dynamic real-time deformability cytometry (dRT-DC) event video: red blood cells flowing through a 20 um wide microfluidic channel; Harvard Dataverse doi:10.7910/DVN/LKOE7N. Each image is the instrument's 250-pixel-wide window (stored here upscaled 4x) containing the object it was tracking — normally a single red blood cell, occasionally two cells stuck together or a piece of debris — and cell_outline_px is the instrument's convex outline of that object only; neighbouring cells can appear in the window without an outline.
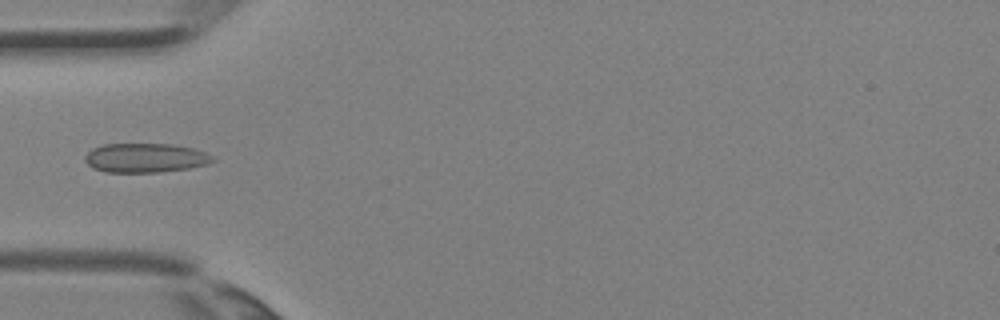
{"species": "Egyptian fruit bat (a non-hibernating species)", "species_latin": "Rousettus aegyptiacus", "temperature_condition": "room temperature", "stored_images_in_passage": 4, "camera_frame_rate_fps": 3000, "um_per_image_px": 0.085, "animal": {"sex": "female"}, "frame": {"image": 1, "passage_image": 4, "time_ms": 1.0, "image_size_px": [1000, 320], "cell_outline_px": [[216, 160], [208, 164], [188, 168], [160, 172], [104, 172], [92, 168], [84, 160], [84, 156], [92, 148], [104, 144], [172, 144], [192, 148], [204, 152], [212, 156]], "centroid_in_image_um": [12.33, 13.42], "position_along_channel_um": 72.7, "area_um2": 21.79}}